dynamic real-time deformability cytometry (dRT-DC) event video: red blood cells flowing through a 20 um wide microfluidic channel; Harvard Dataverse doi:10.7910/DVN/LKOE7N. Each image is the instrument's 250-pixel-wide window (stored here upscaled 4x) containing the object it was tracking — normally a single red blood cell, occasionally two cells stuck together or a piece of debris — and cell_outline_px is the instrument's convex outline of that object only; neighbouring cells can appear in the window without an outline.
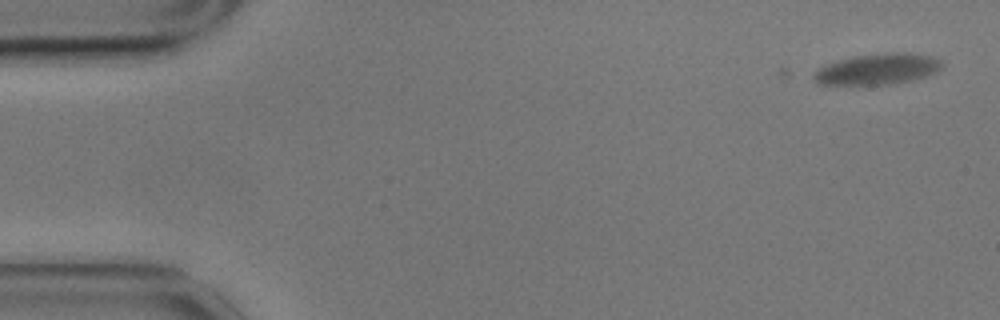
{"species": "common noctule bat (a hibernating species)", "species_latin": "Nyctalus noctula", "temperature_condition": "cold", "stored_images_in_passage": 3, "camera_frame_rate_fps": 3000, "um_per_image_px": 0.085, "animal": {"sex": "male", "body_mass_g": 17.9}, "frame": {"image": 1, "passage_image": 3, "time_ms": 0.667, "image_size_px": [1000, 320], "cell_outline_px": [[944, 68], [928, 76], [896, 84], [816, 84], [812, 80], [812, 76], [820, 68], [828, 64], [840, 60], [856, 56], [884, 52], [908, 52], [932, 56], [940, 60], [944, 64]], "centroid_in_image_um": [74.67, 5.87], "position_along_channel_um": 10.3, "area_um2": 23.24}}